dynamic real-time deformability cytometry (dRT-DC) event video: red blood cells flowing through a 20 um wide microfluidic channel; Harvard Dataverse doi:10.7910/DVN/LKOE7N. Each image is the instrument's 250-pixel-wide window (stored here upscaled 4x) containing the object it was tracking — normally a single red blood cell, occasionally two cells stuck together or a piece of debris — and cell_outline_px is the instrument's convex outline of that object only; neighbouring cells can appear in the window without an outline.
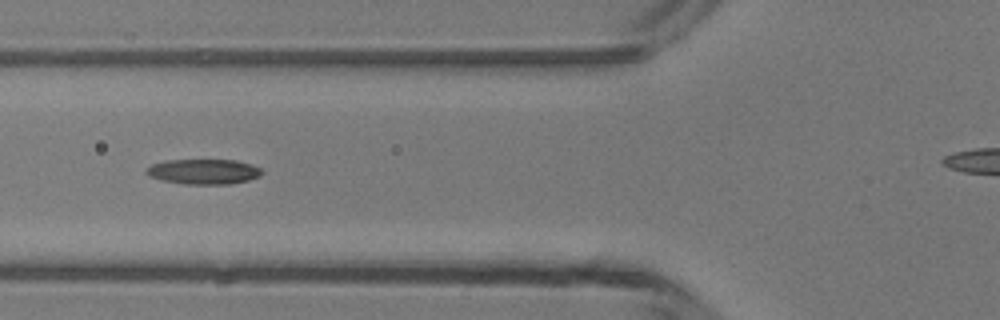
{"species": "common noctule bat (a hibernating species)", "species_latin": "Nyctalus noctula", "temperature_condition": "room temperature", "stored_images_in_passage": 5, "camera_frame_rate_fps": 3000, "um_per_image_px": 0.085, "animal": {"sex": "male", "body_mass_g": 13.3}, "frame": {"image": 1, "passage_image": 5, "time_ms": 4.333, "image_size_px": [1000, 320], "cell_outline_px": [[264, 172], [260, 176], [248, 180], [232, 184], [184, 184], [160, 180], [148, 176], [144, 172], [152, 164], [168, 160], [236, 160], [252, 164], [260, 168]], "centroid_in_image_um": [17.32, 14.59], "position_along_channel_um": 108.5, "area_um2": 17.05}}